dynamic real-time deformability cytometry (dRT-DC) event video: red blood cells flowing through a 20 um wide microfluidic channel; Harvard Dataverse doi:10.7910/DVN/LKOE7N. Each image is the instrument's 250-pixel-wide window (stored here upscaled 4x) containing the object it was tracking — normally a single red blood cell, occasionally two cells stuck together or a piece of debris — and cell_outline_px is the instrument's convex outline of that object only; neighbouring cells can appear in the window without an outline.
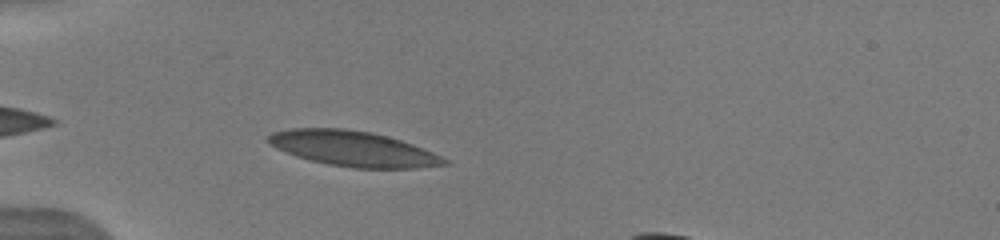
{"species": "human", "species_latin": "Homo sapiens", "temperature_condition": "warm", "stored_images_in_passage": 11, "camera_frame_rate_fps": 3000, "um_per_image_px": 0.085, "donor": {"sex": "male"}, "frame": {"image": 1, "passage_image": 2, "time_ms": 0.333, "image_size_px": [1000, 240], "cell_outline_px": [[452, 164], [416, 168], [352, 168], [328, 164], [296, 156], [276, 148], [268, 144], [268, 136], [272, 132], [288, 128], [344, 128], [368, 132], [388, 136], [412, 144], [432, 152], [448, 160]], "centroid_in_image_um": [30.01, 12.64], "position_along_channel_um": 55.0, "area_um2": 36.07}}